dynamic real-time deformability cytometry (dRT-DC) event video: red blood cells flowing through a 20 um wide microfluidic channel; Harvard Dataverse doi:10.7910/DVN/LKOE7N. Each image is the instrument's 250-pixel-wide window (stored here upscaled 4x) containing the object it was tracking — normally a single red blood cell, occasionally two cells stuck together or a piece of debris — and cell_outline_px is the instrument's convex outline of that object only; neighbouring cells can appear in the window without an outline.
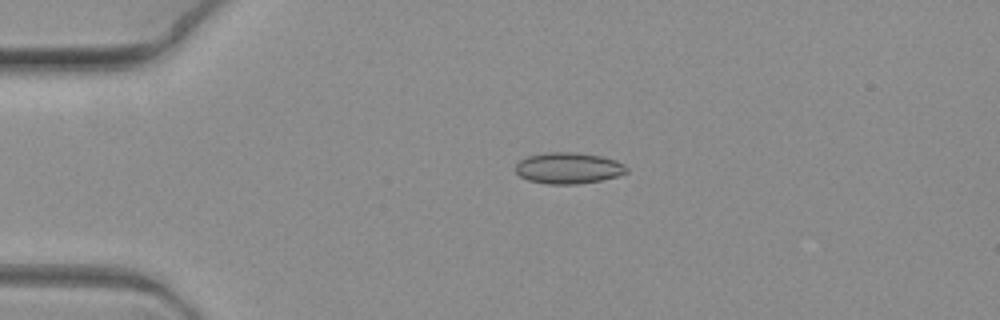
{"species": "common noctule bat (a hibernating species)", "species_latin": "Nyctalus noctula", "temperature_condition": "warm", "stored_images_in_passage": 3, "camera_frame_rate_fps": 3000, "um_per_image_px": 0.085, "animal": {"sex": "female", "body_mass_g": 19.3, "forearm_length_mm": 54.1}, "frame": {"image": 1, "passage_image": 3, "time_ms": 0.667, "image_size_px": [1000, 320], "cell_outline_px": [[628, 172], [616, 176], [600, 180], [576, 184], [548, 184], [528, 180], [520, 176], [516, 172], [516, 164], [520, 160], [528, 156], [548, 152], [572, 152], [600, 156], [616, 160], [624, 164], [628, 168]], "centroid_in_image_um": [48.31, 14.29], "position_along_channel_um": 36.7, "area_um2": 20.06}}